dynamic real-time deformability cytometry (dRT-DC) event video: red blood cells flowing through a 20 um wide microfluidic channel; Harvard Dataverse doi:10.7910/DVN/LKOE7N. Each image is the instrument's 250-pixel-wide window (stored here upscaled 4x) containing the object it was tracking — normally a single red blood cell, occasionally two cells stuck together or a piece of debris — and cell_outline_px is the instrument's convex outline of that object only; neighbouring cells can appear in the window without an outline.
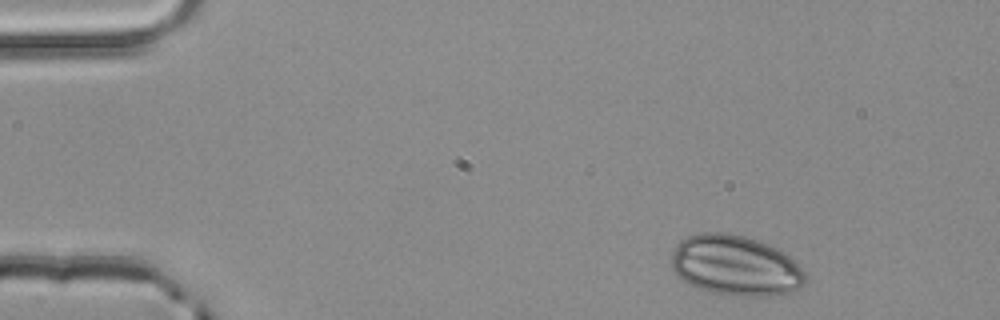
{"species": "common noctule bat (a hibernating species)", "species_latin": "Nyctalus noctula", "temperature_condition": "room temperature", "stored_images_in_passage": 3, "camera_frame_rate_fps": 3000, "um_per_image_px": 0.085, "animal": {"sex": "male", "body_mass_g": 20.4}, "frame": {"image": 1, "passage_image": 1, "time_ms": 0.0, "image_size_px": [1000, 320], "cell_outline_px": [[808, 276], [804, 284], [800, 288], [792, 292], [772, 296], [740, 296], [708, 292], [688, 284], [676, 276], [672, 268], [672, 252], [676, 244], [680, 240], [688, 236], [700, 232], [724, 232], [744, 236], [768, 244], [784, 252]], "centroid_in_image_um": [62.49, 22.58], "position_along_channel_um": 22.5, "area_um2": 47.45}}